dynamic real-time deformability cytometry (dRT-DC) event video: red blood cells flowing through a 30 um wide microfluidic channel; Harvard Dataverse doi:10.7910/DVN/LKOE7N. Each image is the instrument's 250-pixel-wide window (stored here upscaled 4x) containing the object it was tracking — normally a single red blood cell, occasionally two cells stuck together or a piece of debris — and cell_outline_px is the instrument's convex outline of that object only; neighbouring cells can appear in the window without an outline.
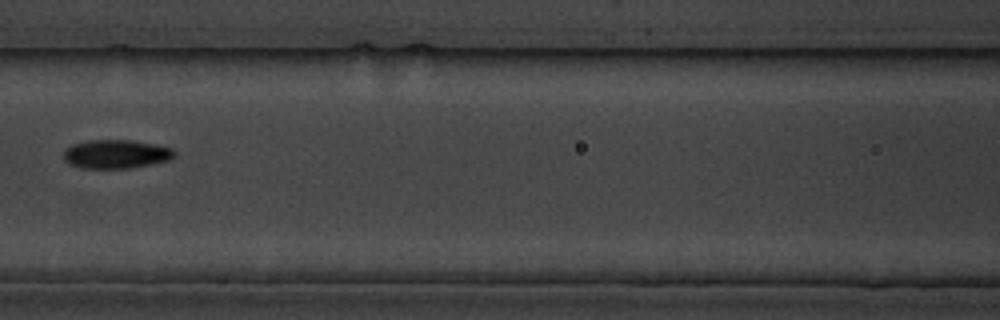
{"species": "common noctule bat (a hibernating species)", "species_latin": "Nyctalus noctula", "temperature_condition": "cold", "stored_images_in_passage": 17, "camera_frame_rate_fps": 3000, "um_per_image_px": 0.085, "animal": {"sex": "male", "body_mass_g": 19.5, "forearm_length_mm": 54.6}, "frame": {"image": 1, "passage_image": 8, "time_ms": 8.0, "image_size_px": [1000, 320], "cell_outline_px": [[176, 156], [168, 160], [152, 164], [128, 168], [80, 168], [68, 164], [64, 160], [64, 148], [72, 144], [88, 140], [132, 140], [156, 144], [172, 148], [176, 152]], "centroid_in_image_um": [9.85, 13.09], "position_along_channel_um": 156.8, "area_um2": 18.79}}
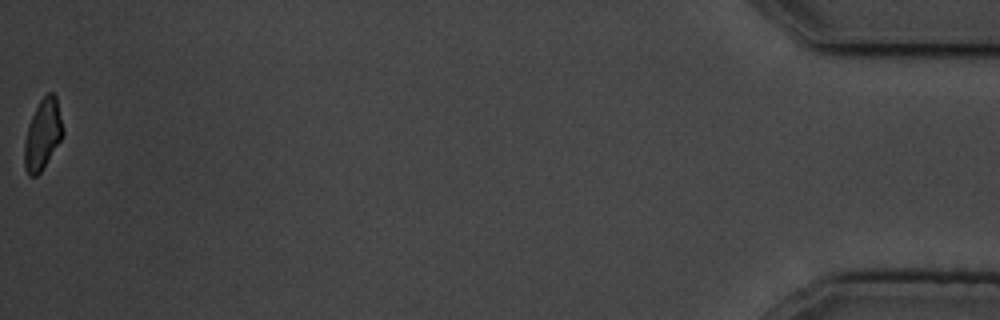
{"frame": {"image": 2, "passage_image": 17, "time_ms": 18.333, "image_size_px": [1000, 320], "cell_outline_px": [[64, 132], [60, 140], [40, 172], [36, 176], [28, 176], [24, 168], [24, 140], [28, 124], [40, 100], [48, 92], [52, 92], [56, 96]], "centroid_in_image_um": [3.6, 11.43], "position_along_channel_um": 431.6, "area_um2": 15.61}, "authors_computed_cell_mechanics": {"area_um2": 18.785, "velocity_mm_per_s": 3.574, "shape_relaxation_time_tau1_ms": 3.1131, "shape_relaxation_time_tau2_ms": 4.5358, "deformation_change_tau1": 0.1217, "deformation_change_tau2": 0.0752}}